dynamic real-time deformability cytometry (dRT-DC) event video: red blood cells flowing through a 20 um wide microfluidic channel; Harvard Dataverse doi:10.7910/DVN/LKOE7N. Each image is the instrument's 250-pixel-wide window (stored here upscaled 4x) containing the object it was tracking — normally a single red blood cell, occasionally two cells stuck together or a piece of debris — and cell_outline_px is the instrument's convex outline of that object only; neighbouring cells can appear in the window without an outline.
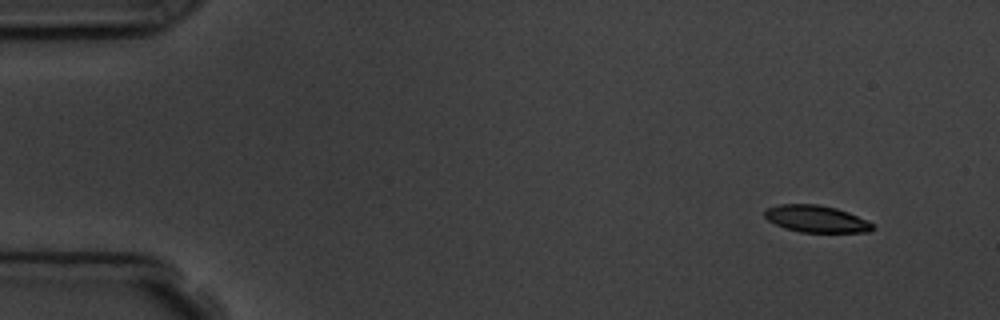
{"species": "common noctule bat (a hibernating species)", "species_latin": "Nyctalus noctula", "temperature_condition": "room temperature", "stored_images_in_passage": 4, "camera_frame_rate_fps": 3000, "um_per_image_px": 0.085, "animal": {"sex": "male", "body_mass_g": 19.5, "forearm_length_mm": 54.6}, "frame": {"image": 1, "passage_image": 1, "time_ms": 0.0, "image_size_px": [1000, 320], "cell_outline_px": [[872, 228], [868, 232], [800, 232], [784, 228], [768, 220], [764, 216], [764, 212], [768, 208], [780, 204], [816, 204], [836, 208], [848, 212], [872, 224]], "centroid_in_image_um": [69.32, 18.6], "position_along_channel_um": 15.7, "area_um2": 16.65}}